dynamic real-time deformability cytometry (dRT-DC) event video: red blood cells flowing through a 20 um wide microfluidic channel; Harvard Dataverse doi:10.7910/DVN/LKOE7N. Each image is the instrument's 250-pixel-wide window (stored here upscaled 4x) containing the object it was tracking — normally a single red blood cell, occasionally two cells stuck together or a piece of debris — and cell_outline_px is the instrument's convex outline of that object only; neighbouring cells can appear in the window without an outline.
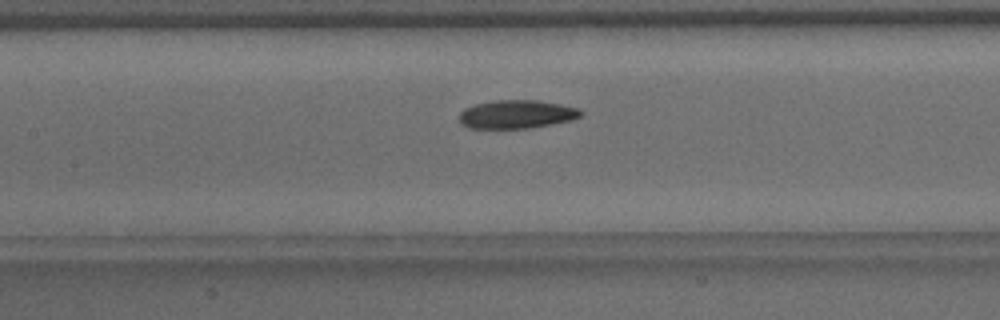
{"species": "common noctule bat (a hibernating species)", "species_latin": "Nyctalus noctula", "temperature_condition": "warm", "stored_images_in_passage": 31, "camera_frame_rate_fps": 3000, "um_per_image_px": 0.085, "animal": {"sex": "male", "body_mass_g": 15.6}, "frame": {"image": 1, "passage_image": 10, "time_ms": 3.0, "image_size_px": [1000, 320], "cell_outline_px": [[584, 112], [580, 116], [572, 120], [532, 128], [468, 128], [460, 124], [456, 116], [464, 108], [476, 104], [492, 100], [536, 100], [560, 104], [576, 108]], "centroid_in_image_um": [43.85, 9.72], "position_along_channel_um": 163.6, "area_um2": 20.35}, "authors_computed_cell_mechanics": {"area_um2": 20.4612, "velocity_mm_per_s": 4.2144, "shape_relaxation_time_tau1_ms": 3.3776, "shape_relaxation_time_tau2_ms": 3.3638, "deformation_change_tau1": 0.1344, "deformation_change_tau2": 0.0913}}